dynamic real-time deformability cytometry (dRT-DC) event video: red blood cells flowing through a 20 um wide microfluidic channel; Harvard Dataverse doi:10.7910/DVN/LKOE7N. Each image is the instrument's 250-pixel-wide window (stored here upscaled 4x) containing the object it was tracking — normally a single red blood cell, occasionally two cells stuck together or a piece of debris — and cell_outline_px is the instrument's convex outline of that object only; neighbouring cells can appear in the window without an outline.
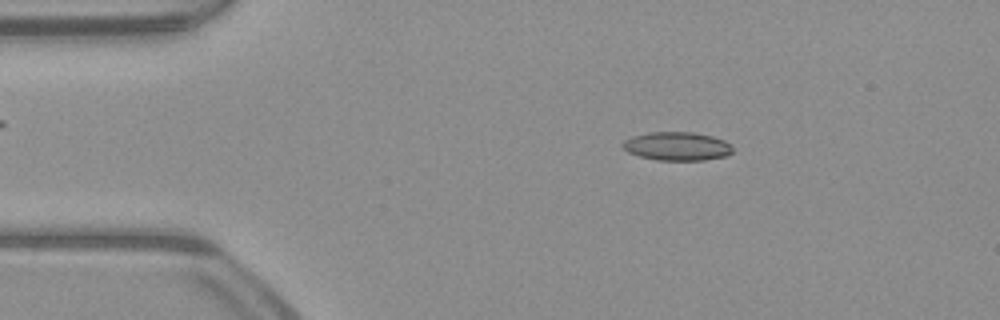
{"species": "common noctule bat (a hibernating species)", "species_latin": "Nyctalus noctula", "temperature_condition": "warm", "stored_images_in_passage": 44, "camera_frame_rate_fps": 3000, "um_per_image_px": 0.085, "animal": {"sex": "male", "body_mass_g": 23.1, "forearm_length_mm": 52.7}, "frame": {"image": 1, "passage_image": 1, "time_ms": 0.0, "image_size_px": [1000, 320], "cell_outline_px": [[732, 152], [728, 156], [704, 160], [656, 160], [640, 156], [628, 152], [620, 144], [624, 140], [632, 136], [648, 132], [692, 132], [712, 136], [724, 140], [732, 144]], "centroid_in_image_um": [57.56, 12.43], "position_along_channel_um": 27.4, "area_um2": 18.44}}
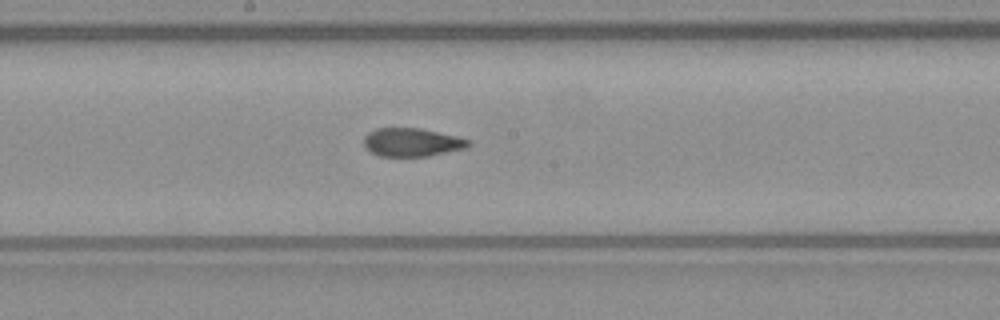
{"frame": {"image": 2, "passage_image": 19, "time_ms": 6.0, "image_size_px": [1000, 320], "cell_outline_px": [[472, 144], [468, 148], [428, 156], [380, 156], [372, 152], [364, 144], [364, 136], [368, 132], [376, 128], [420, 128], [456, 136], [472, 140]], "centroid_in_image_um": [35.06, 12.09], "position_along_channel_um": 213.1, "area_um2": 17.34}}
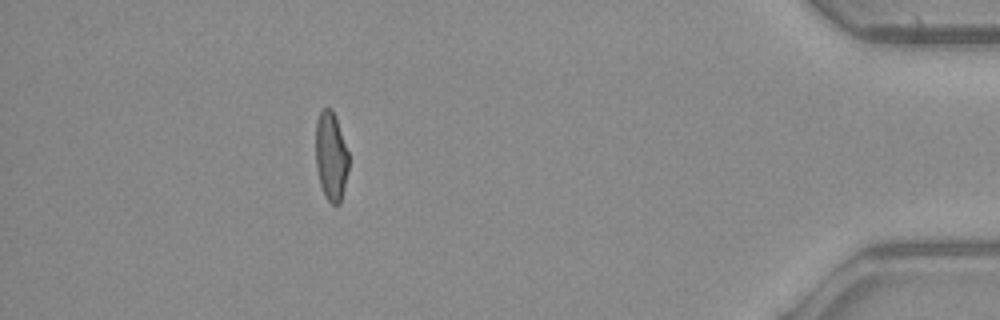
{"frame": {"image": 3, "passage_image": 38, "time_ms": 12.333, "image_size_px": [1000, 320], "cell_outline_px": [[348, 168], [344, 188], [340, 204], [332, 204], [328, 200], [320, 184], [316, 168], [316, 120], [320, 112], [324, 108], [332, 108], [348, 152]], "centroid_in_image_um": [28.13, 13.28], "position_along_channel_um": 407.1, "area_um2": 16.82}, "authors_computed_cell_mechanics": {"area_um2": 18.0047, "velocity_mm_per_s": 4.0054, "shape_relaxation_time_tau1_ms": null, "shape_relaxation_time_tau2_ms": 1.7593, "deformation_change_tau1": null, "deformation_change_tau2": 0.0746}}